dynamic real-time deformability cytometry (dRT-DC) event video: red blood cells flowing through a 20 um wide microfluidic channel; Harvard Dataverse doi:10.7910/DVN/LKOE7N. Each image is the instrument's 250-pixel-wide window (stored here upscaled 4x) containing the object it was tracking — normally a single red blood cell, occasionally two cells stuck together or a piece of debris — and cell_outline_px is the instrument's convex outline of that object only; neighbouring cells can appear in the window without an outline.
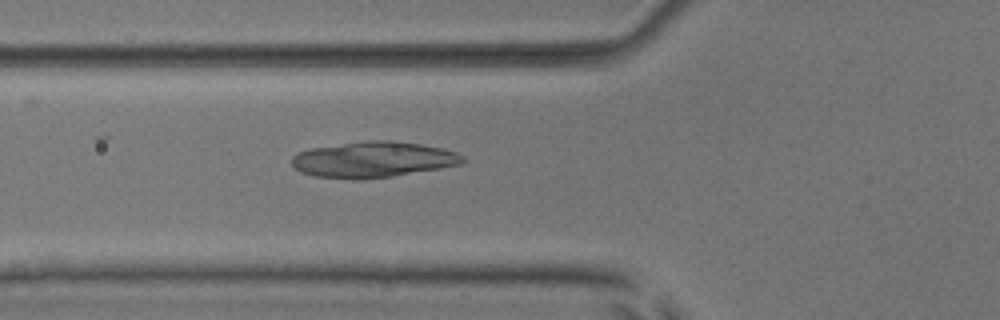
{"species": "common noctule bat (a hibernating species)", "species_latin": "Nyctalus noctula", "temperature_condition": "room temperature", "stored_images_in_passage": 33, "camera_frame_rate_fps": 3000, "um_per_image_px": 0.085, "animal": {"sex": "male", "body_mass_g": 17.9, "forearm_length_mm": 54.2}, "frame": {"image": 1, "passage_image": 3, "time_ms": 0.667, "image_size_px": [1000, 320], "cell_outline_px": [[468, 160], [464, 164], [392, 176], [360, 180], [356, 180], [316, 176], [300, 172], [292, 164], [292, 156], [308, 148], [372, 140], [392, 140], [420, 144], [440, 148], [456, 152], [464, 156]], "centroid_in_image_um": [31.74, 13.57], "position_along_channel_um": 94.1, "area_um2": 35.72}}
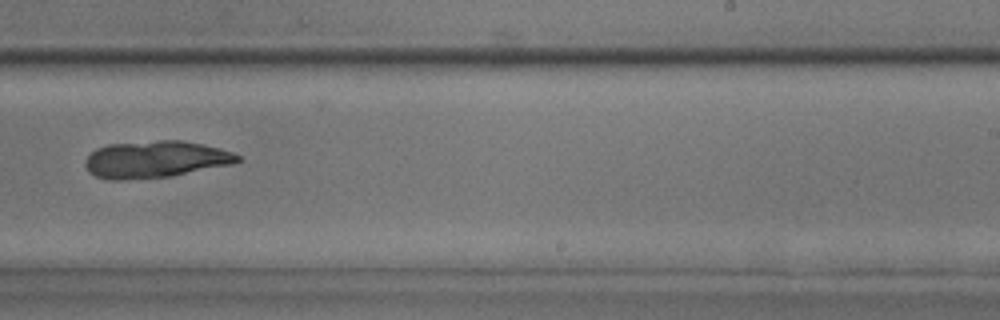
{"frame": {"image": 2, "passage_image": 17, "time_ms": 5.333, "image_size_px": [1000, 320], "cell_outline_px": [[244, 160], [232, 164], [172, 176], [124, 180], [108, 180], [96, 176], [88, 172], [84, 164], [84, 160], [96, 148], [108, 144], [160, 140], [184, 140], [204, 144], [220, 148], [232, 152], [240, 156]], "centroid_in_image_um": [13.22, 13.54], "position_along_channel_um": 275.8, "area_um2": 33.12}}
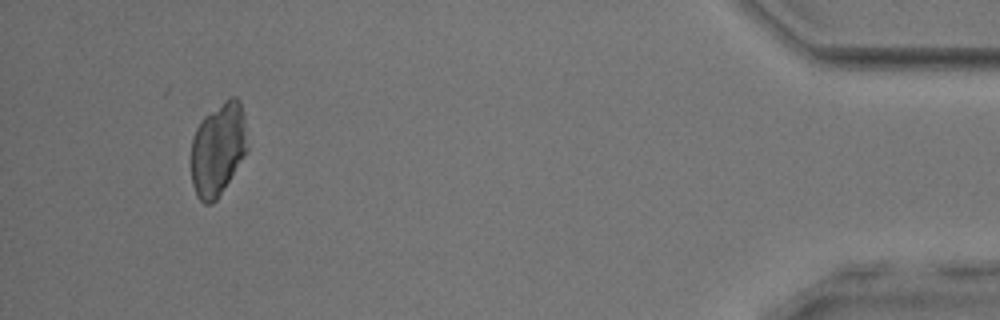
{"frame": {"image": 3, "passage_image": 33, "time_ms": 10.667, "image_size_px": [1000, 320], "cell_outline_px": [[248, 152], [216, 200], [212, 204], [204, 204], [196, 196], [192, 184], [192, 136], [200, 120], [204, 116], [224, 100], [232, 96], [236, 96], [240, 100], [244, 116], [248, 148]], "centroid_in_image_um": [18.54, 12.67], "position_along_channel_um": 416.7, "area_um2": 30.75}}